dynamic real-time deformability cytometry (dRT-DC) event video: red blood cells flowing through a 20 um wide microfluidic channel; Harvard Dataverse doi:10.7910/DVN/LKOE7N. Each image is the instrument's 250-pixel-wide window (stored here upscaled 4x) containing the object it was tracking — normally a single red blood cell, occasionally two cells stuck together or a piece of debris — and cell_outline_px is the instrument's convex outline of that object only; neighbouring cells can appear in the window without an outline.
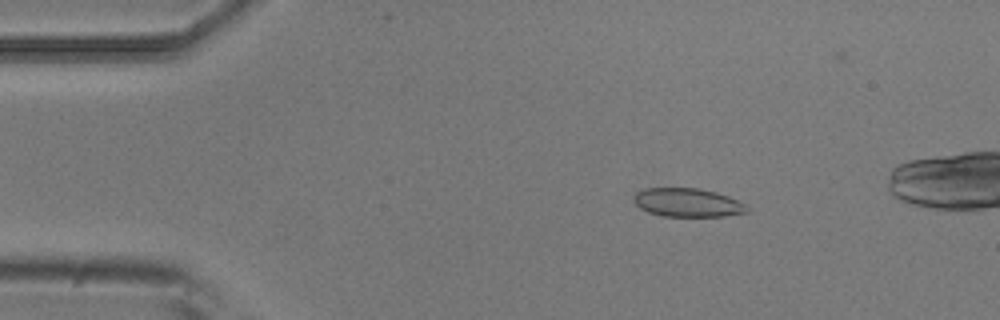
{"species": "common noctule bat (a hibernating species)", "species_latin": "Nyctalus noctula", "temperature_condition": "room temperature", "stored_images_in_passage": 4, "camera_frame_rate_fps": 3000, "um_per_image_px": 0.085, "animal": {"sex": "male", "body_mass_g": 20.5, "forearm_length_mm": 52.5}, "frame": {"image": 1, "passage_image": 2, "time_ms": 0.333, "image_size_px": [1000, 320], "cell_outline_px": [[748, 212], [724, 216], [664, 216], [648, 212], [640, 208], [632, 200], [636, 192], [644, 188], [700, 188], [716, 192], [728, 196], [744, 204], [748, 208]], "centroid_in_image_um": [58.42, 17.21], "position_along_channel_um": 26.6, "area_um2": 18.84}}